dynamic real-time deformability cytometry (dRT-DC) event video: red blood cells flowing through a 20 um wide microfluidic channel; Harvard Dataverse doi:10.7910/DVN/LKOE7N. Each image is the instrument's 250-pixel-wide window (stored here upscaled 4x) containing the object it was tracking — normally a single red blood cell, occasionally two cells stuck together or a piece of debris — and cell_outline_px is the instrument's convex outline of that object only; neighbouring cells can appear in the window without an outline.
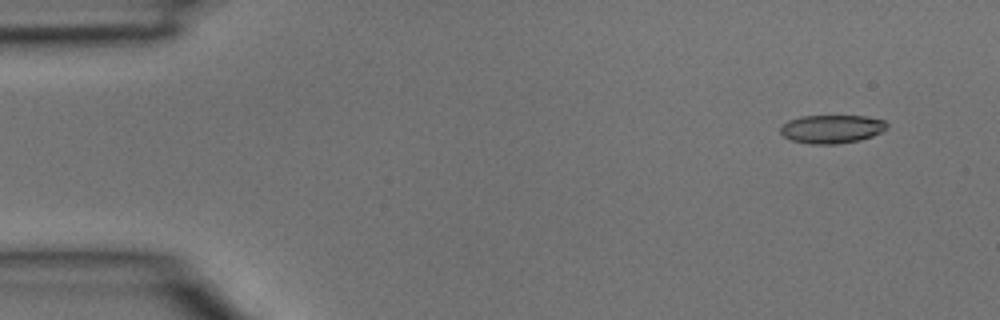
{"species": "common noctule bat (a hibernating species)", "species_latin": "Nyctalus noctula", "temperature_condition": "room temperature", "stored_images_in_passage": 4, "camera_frame_rate_fps": 3000, "um_per_image_px": 0.085, "animal": {"sex": "male", "body_mass_g": 15.6}, "frame": {"image": 1, "passage_image": 1, "time_ms": 0.0, "image_size_px": [1000, 320], "cell_outline_px": [[888, 128], [872, 136], [860, 140], [836, 144], [812, 144], [792, 140], [784, 136], [780, 132], [780, 128], [788, 120], [800, 116], [864, 116], [884, 120], [888, 124]], "centroid_in_image_um": [70.71, 10.96], "position_along_channel_um": 14.3, "area_um2": 17.57}}
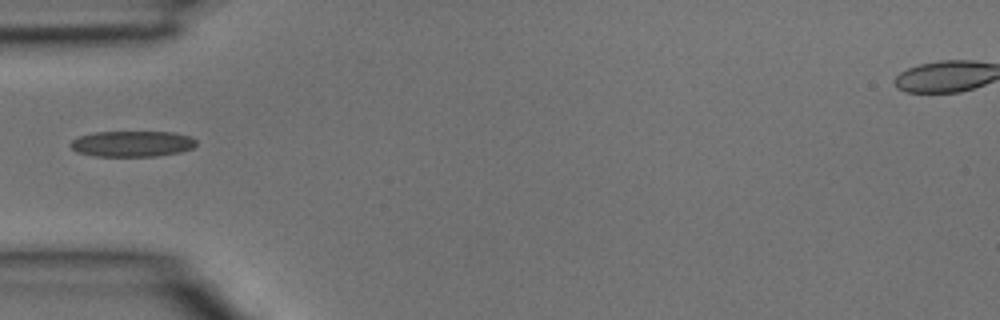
{"frame": {"image": 2, "passage_image": 4, "time_ms": 1.0, "image_size_px": [1000, 320], "cell_outline_px": [[196, 144], [192, 148], [180, 152], [156, 156], [92, 156], [76, 152], [68, 144], [72, 140], [80, 136], [96, 132], [172, 132], [188, 136], [196, 140]], "centroid_in_image_um": [11.2, 12.23], "position_along_channel_um": 73.8, "area_um2": 18.9}}